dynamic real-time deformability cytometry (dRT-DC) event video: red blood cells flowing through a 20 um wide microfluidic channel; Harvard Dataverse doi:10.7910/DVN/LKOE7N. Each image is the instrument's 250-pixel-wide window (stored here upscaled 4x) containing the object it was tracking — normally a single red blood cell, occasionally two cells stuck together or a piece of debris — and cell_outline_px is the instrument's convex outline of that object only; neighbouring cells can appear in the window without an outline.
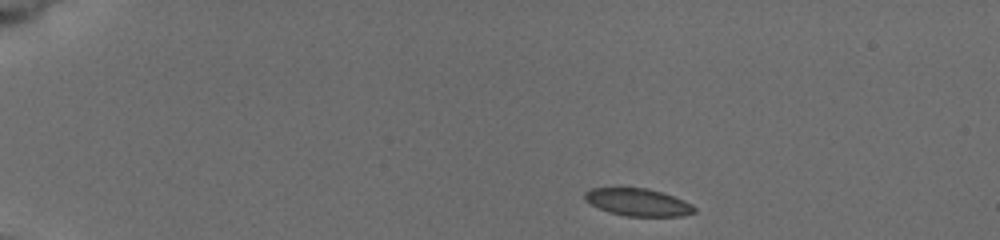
{"species": "common noctule bat (a hibernating species)", "species_latin": "Nyctalus noctula", "temperature_condition": "cold", "stored_images_in_passage": 4, "camera_frame_rate_fps": 3000, "um_per_image_px": 0.085, "animal": {"sex": "female", "body_mass_g": 19.5, "forearm_length_mm": 54.1}, "frame": {"image": 1, "passage_image": 1, "time_ms": 0.0, "image_size_px": [1000, 240], "cell_outline_px": [[696, 212], [684, 216], [624, 216], [608, 212], [584, 200], [584, 192], [592, 188], [648, 188], [684, 200], [692, 204], [696, 208]], "centroid_in_image_um": [54.24, 17.2], "position_along_channel_um": 30.8, "area_um2": 17.51}}